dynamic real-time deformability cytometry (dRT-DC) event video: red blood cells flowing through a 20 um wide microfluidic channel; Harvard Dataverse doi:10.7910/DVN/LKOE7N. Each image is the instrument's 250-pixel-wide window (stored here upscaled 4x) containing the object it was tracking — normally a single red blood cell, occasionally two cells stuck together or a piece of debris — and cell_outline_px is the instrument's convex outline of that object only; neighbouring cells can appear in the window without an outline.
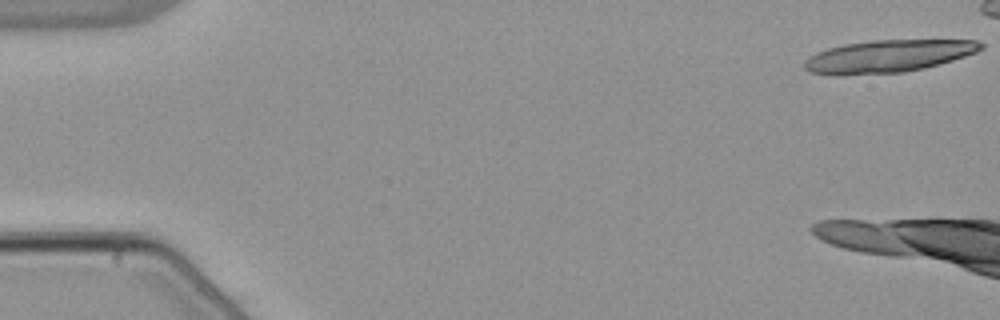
{"species": "common noctule bat (a hibernating species)", "species_latin": "Nyctalus noctula", "temperature_condition": "warm", "stored_images_in_passage": 15, "camera_frame_rate_fps": 3000, "um_per_image_px": 0.085, "animal": {"sex": "male", "body_mass_g": 21.5, "forearm_length_mm": 52.0}, "frame": {"image": 1, "passage_image": 1, "time_ms": 0.0, "image_size_px": [1000, 320], "cell_outline_px": [[984, 48], [976, 52], [940, 64], [924, 68], [904, 72], [836, 76], [808, 72], [804, 68], [804, 60], [808, 56], [816, 52], [828, 48], [844, 44], [872, 40], [976, 40], [984, 44]], "centroid_in_image_um": [75.43, 4.78], "position_along_channel_um": 9.6, "area_um2": 33.64}}